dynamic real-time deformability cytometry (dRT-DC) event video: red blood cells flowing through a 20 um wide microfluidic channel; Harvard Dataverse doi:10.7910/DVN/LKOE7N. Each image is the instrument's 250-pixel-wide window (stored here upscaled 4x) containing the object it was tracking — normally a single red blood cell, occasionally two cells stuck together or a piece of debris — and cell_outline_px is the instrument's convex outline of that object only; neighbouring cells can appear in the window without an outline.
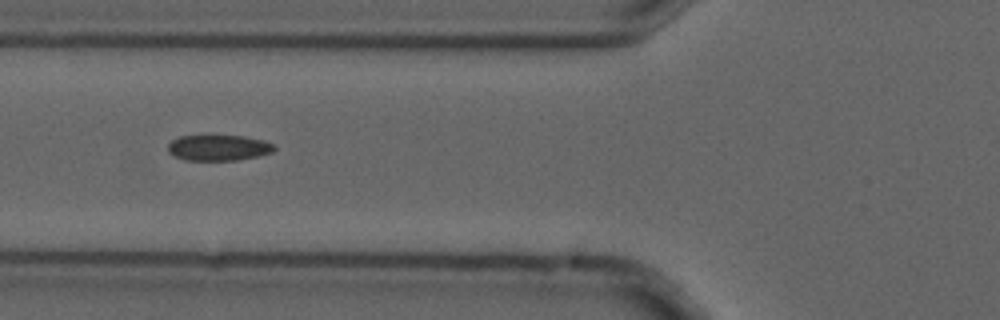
{"species": "common noctule bat (a hibernating species)", "species_latin": "Nyctalus noctula", "temperature_condition": "cold", "stored_images_in_passage": 11, "camera_frame_rate_fps": 3000, "um_per_image_px": 0.085, "animal": {"sex": "male", "forearm_length_mm": 52.5}, "frame": {"image": 1, "passage_image": 5, "time_ms": 1.333, "image_size_px": [1000, 320], "cell_outline_px": [[276, 148], [272, 152], [256, 156], [236, 160], [184, 160], [172, 156], [168, 152], [168, 144], [172, 140], [180, 136], [244, 136], [264, 140], [276, 144]], "centroid_in_image_um": [18.57, 12.56], "position_along_channel_um": 107.2, "area_um2": 16.01}}
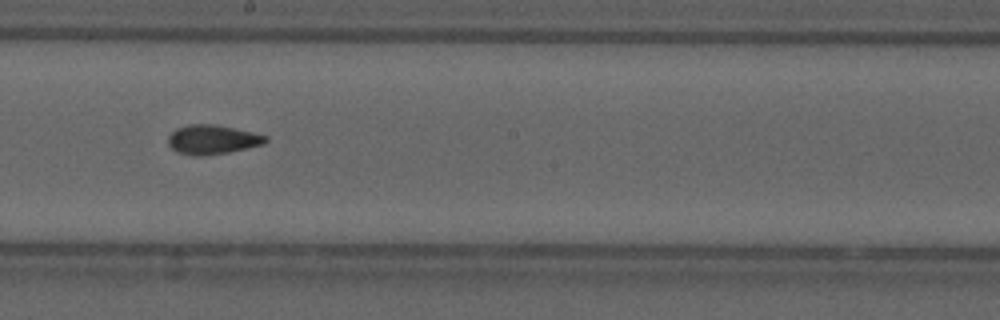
{"frame": {"image": 2, "passage_image": 8, "time_ms": 2.333, "image_size_px": [1000, 320], "cell_outline_px": [[268, 140], [264, 144], [228, 152], [204, 156], [192, 156], [176, 152], [168, 144], [168, 136], [176, 128], [188, 124], [216, 124], [252, 132], [268, 136]], "centroid_in_image_um": [18.03, 11.86], "position_along_channel_um": 230.2, "area_um2": 16.76}}
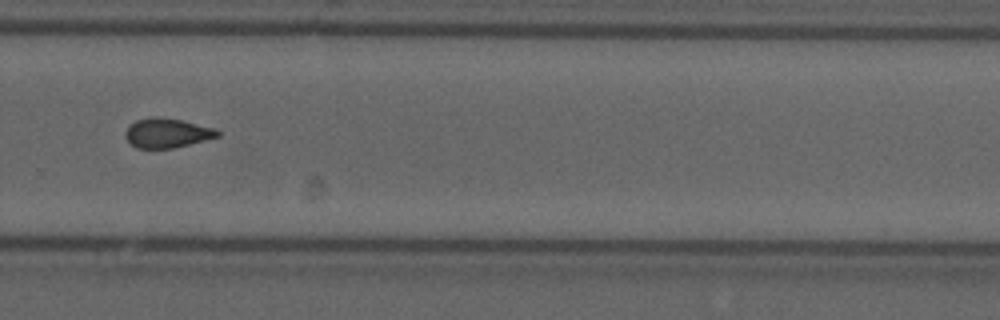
{"frame": {"image": 3, "passage_image": 10, "time_ms": 3.0, "image_size_px": [1000, 320], "cell_outline_px": [[220, 136], [172, 148], [136, 148], [124, 136], [124, 132], [136, 120], [152, 116], [184, 120], [216, 128], [220, 132]], "centroid_in_image_um": [14.22, 11.29], "position_along_channel_um": 315.6, "area_um2": 15.78}}